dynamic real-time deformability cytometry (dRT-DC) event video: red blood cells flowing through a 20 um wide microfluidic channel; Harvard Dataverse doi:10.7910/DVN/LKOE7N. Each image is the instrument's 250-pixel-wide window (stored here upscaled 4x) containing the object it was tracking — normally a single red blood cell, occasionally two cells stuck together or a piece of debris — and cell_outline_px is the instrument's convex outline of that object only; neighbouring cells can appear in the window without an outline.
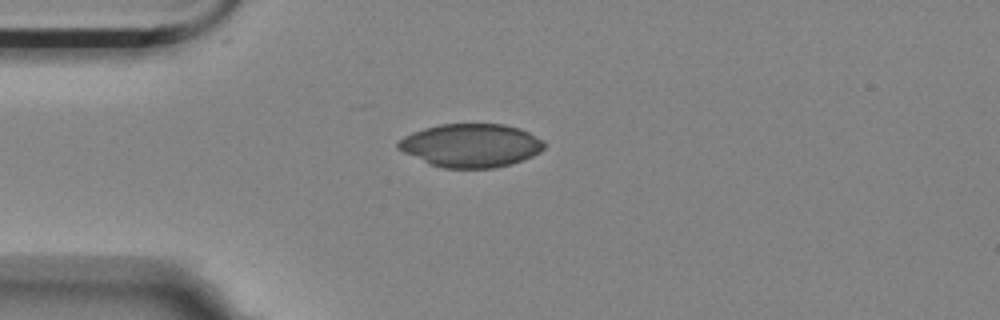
{"species": "Egyptian fruit bat (a non-hibernating species)", "species_latin": "Rousettus aegyptiacus", "temperature_condition": "room temperature", "stored_images_in_passage": 10, "camera_frame_rate_fps": 3000, "um_per_image_px": 0.085, "animal": {"sex": "female"}, "frame": {"image": 1, "passage_image": 1, "time_ms": 0.0, "image_size_px": [1000, 320], "cell_outline_px": [[544, 148], [540, 152], [532, 156], [512, 164], [496, 168], [440, 168], [428, 164], [396, 148], [396, 144], [404, 136], [412, 132], [424, 128], [440, 124], [504, 124], [520, 128], [544, 140]], "centroid_in_image_um": [40.02, 12.37], "position_along_channel_um": 45.0, "area_um2": 37.17}}
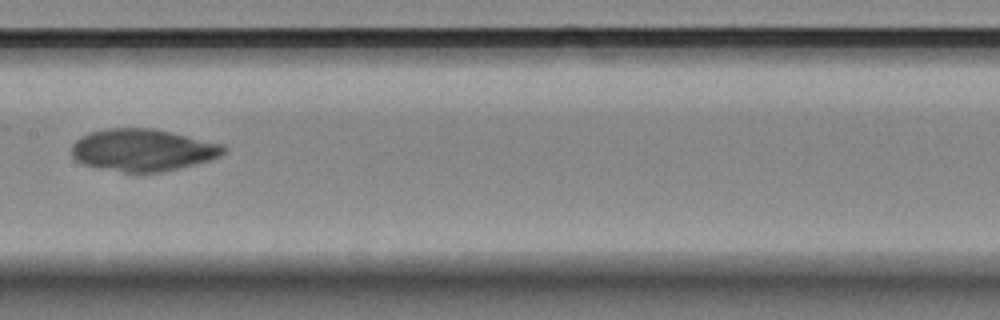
{"frame": {"image": 2, "passage_image": 5, "time_ms": 1.333, "image_size_px": [1000, 320], "cell_outline_px": [[228, 148], [220, 156], [208, 160], [160, 172], [124, 172], [100, 168], [84, 164], [76, 160], [72, 156], [72, 144], [80, 136], [88, 132], [108, 128], [152, 128], [224, 144]], "centroid_in_image_um": [12.11, 12.74], "position_along_channel_um": 195.3, "area_um2": 37.11}}
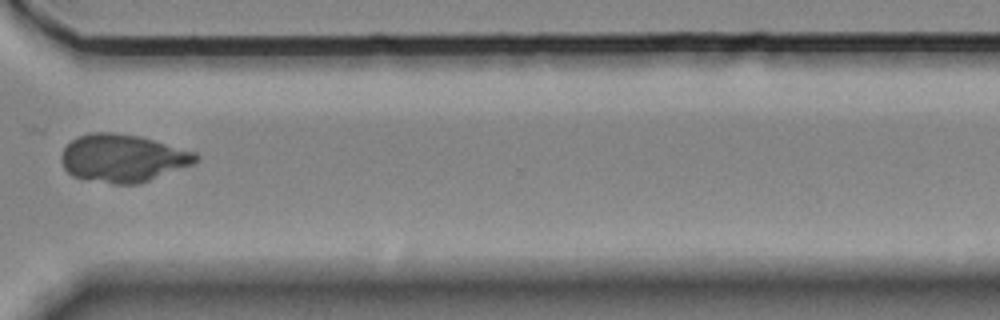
{"frame": {"image": 3, "passage_image": 9, "time_ms": 2.667, "image_size_px": [1000, 320], "cell_outline_px": [[200, 160], [192, 164], [140, 184], [112, 184], [72, 176], [64, 168], [60, 160], [60, 156], [64, 148], [76, 136], [88, 132], [112, 132], [140, 136], [196, 152], [200, 156]], "centroid_in_image_um": [10.43, 13.43], "position_along_channel_um": 360.2, "area_um2": 37.63}}